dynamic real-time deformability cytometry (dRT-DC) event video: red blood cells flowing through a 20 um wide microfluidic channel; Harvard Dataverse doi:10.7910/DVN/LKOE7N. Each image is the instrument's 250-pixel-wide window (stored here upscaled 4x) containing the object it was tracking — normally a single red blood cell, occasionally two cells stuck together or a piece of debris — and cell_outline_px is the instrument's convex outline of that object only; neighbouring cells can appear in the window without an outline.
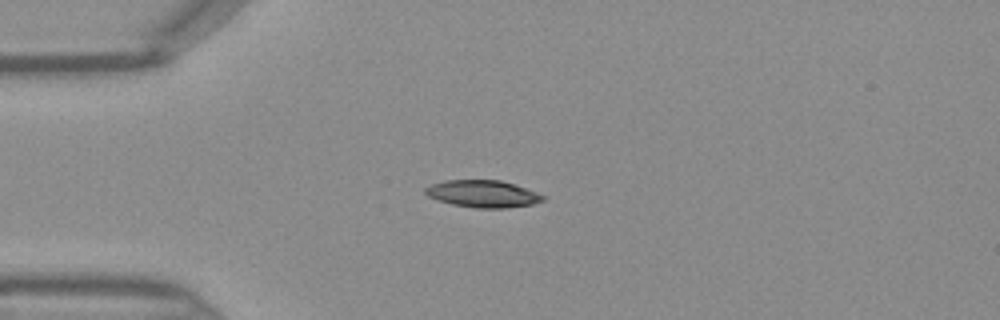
{"species": "Egyptian fruit bat (a non-hibernating species)", "species_latin": "Rousettus aegyptiacus", "temperature_condition": "warm", "stored_images_in_passage": 35, "camera_frame_rate_fps": 3000, "um_per_image_px": 0.085, "frame": {"image": 1, "passage_image": 1, "time_ms": 0.0, "image_size_px": [1000, 320], "cell_outline_px": [[548, 196], [544, 200], [532, 204], [504, 208], [476, 208], [452, 204], [428, 196], [424, 192], [424, 188], [432, 184], [444, 180], [500, 180]], "centroid_in_image_um": [41.04, 16.47], "position_along_channel_um": 44.0, "area_um2": 18.44}}
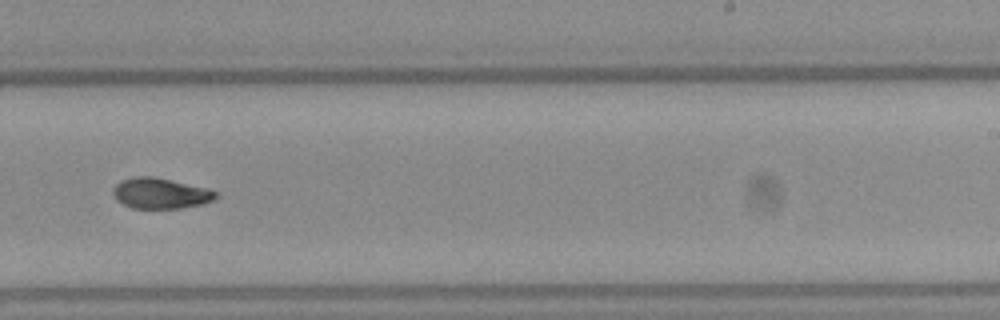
{"frame": {"image": 2, "passage_image": 18, "time_ms": 5.667, "image_size_px": [1000, 320], "cell_outline_px": [[220, 196], [204, 204], [180, 208], [132, 208], [116, 200], [112, 192], [116, 184], [120, 180], [136, 176], [152, 176], [208, 188], [220, 192]], "centroid_in_image_um": [13.67, 16.43], "position_along_channel_um": 275.3, "area_um2": 18.5}}
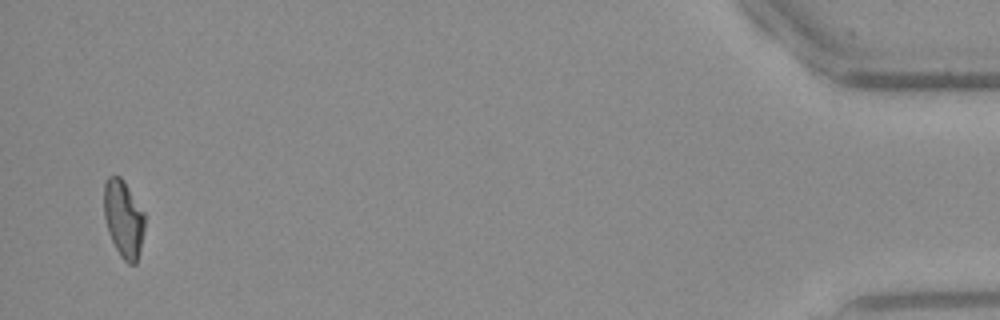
{"frame": {"image": 3, "passage_image": 34, "time_ms": 11.0, "image_size_px": [1000, 320], "cell_outline_px": [[144, 228], [140, 248], [136, 264], [128, 264], [120, 256], [108, 232], [104, 216], [104, 184], [108, 176], [120, 176], [144, 212]], "centroid_in_image_um": [10.48, 18.6], "position_along_channel_um": 424.7, "area_um2": 18.09}}